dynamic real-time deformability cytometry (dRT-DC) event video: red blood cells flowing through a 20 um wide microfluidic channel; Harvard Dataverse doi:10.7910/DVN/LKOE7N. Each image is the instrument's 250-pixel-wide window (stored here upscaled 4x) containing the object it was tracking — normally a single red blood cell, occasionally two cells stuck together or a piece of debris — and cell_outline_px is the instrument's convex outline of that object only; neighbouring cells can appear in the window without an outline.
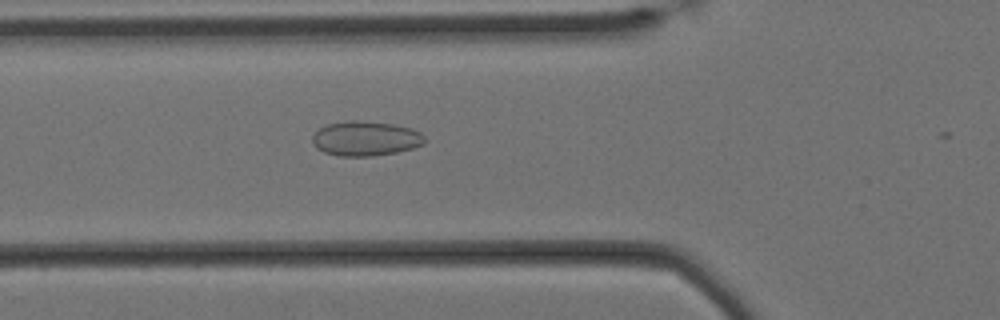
{"species": "Egyptian fruit bat (a non-hibernating species)", "species_latin": "Rousettus aegyptiacus", "temperature_condition": "cold", "stored_images_in_passage": 55, "camera_frame_rate_fps": 3000, "um_per_image_px": 0.085, "animal": {"sex": "female"}, "frame": {"image": 1, "passage_image": 19, "time_ms": 6.0, "image_size_px": [1000, 320], "cell_outline_px": [[428, 140], [424, 144], [412, 148], [396, 152], [372, 156], [340, 156], [324, 152], [316, 148], [312, 144], [312, 136], [320, 128], [328, 124], [348, 120], [360, 120], [392, 124], [412, 128], [420, 132]], "centroid_in_image_um": [31.08, 11.77], "position_along_channel_um": 94.7, "area_um2": 22.83}}
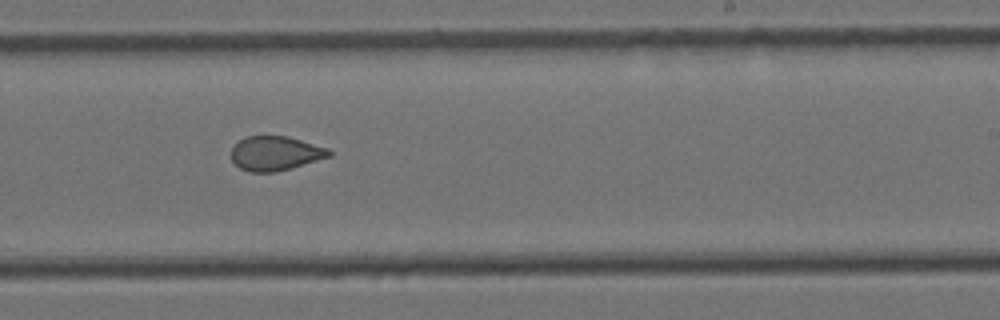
{"frame": {"image": 2, "passage_image": 34, "time_ms": 11.0, "image_size_px": [1000, 320], "cell_outline_px": [[332, 156], [276, 172], [248, 172], [240, 168], [232, 160], [232, 148], [244, 136], [288, 136], [328, 148], [332, 152]], "centroid_in_image_um": [23.42, 13.03], "position_along_channel_um": 265.6, "area_um2": 19.54}}
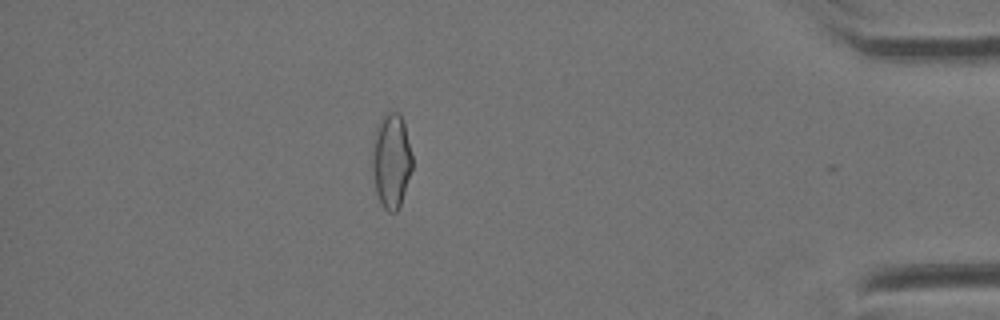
{"frame": {"image": 3, "passage_image": 50, "time_ms": 16.333, "image_size_px": [1000, 320], "cell_outline_px": [[412, 168], [400, 204], [396, 212], [388, 212], [380, 204], [376, 192], [372, 168], [372, 144], [376, 128], [384, 116], [388, 112], [400, 112], [404, 124], [412, 156]], "centroid_in_image_um": [33.25, 13.67], "position_along_channel_um": 402.0, "area_um2": 21.85}, "authors_computed_cell_mechanics": {"area_um2": 21.4438, "velocity_mm_per_s": 3.4135, "shape_relaxation_time_tau1_ms": null, "shape_relaxation_time_tau2_ms": 1.6067, "deformation_change_tau1": null, "deformation_change_tau2": 0.0666}}